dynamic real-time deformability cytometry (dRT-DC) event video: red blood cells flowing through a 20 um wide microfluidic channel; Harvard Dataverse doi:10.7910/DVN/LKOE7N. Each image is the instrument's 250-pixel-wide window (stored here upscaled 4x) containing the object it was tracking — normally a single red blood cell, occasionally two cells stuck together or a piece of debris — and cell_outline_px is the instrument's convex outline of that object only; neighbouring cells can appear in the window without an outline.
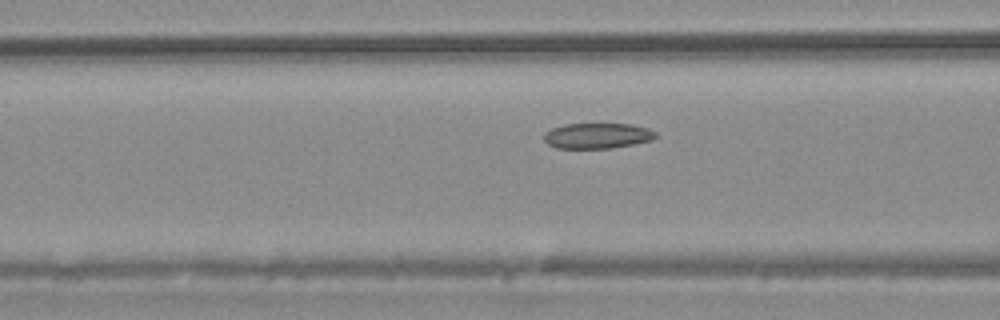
{"species": "common noctule bat (a hibernating species)", "species_latin": "Nyctalus noctula", "temperature_condition": "warm", "stored_images_in_passage": 51, "camera_frame_rate_fps": 3000, "um_per_image_px": 0.085, "animal": {"sex": "male", "body_mass_g": 20.4}, "frame": {"image": 1, "passage_image": 18, "time_ms": 5.667, "image_size_px": [1000, 320], "cell_outline_px": [[656, 136], [652, 140], [612, 148], [556, 148], [548, 144], [544, 140], [544, 132], [552, 128], [564, 124], [632, 124], [648, 128], [656, 132]], "centroid_in_image_um": [50.76, 11.53], "position_along_channel_um": 115.8, "area_um2": 16.59}}
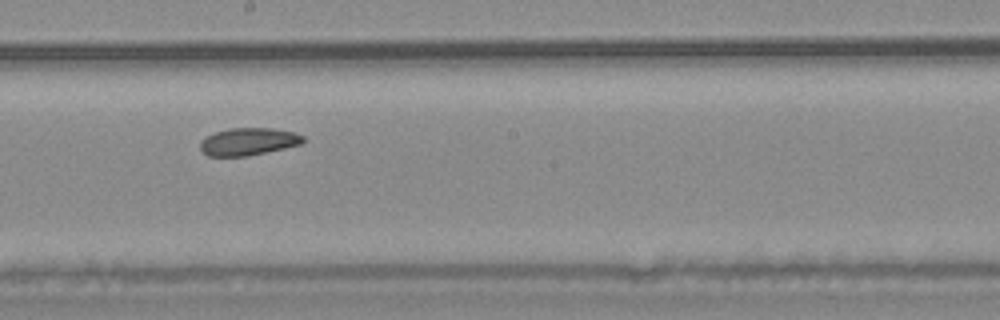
{"frame": {"image": 2, "passage_image": 27, "time_ms": 8.667, "image_size_px": [1000, 320], "cell_outline_px": [[304, 144], [248, 156], [208, 156], [200, 148], [200, 140], [216, 132], [228, 128], [272, 128], [296, 132], [304, 136]], "centroid_in_image_um": [21.16, 12.03], "position_along_channel_um": 227.0, "area_um2": 16.59}}
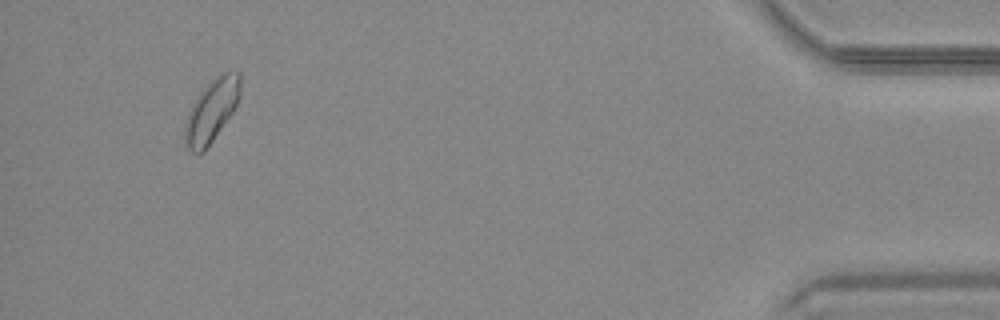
{"frame": {"image": 3, "passage_image": 48, "time_ms": 15.667, "image_size_px": [1000, 320], "cell_outline_px": [[240, 96], [232, 112], [212, 140], [200, 152], [192, 152], [184, 144], [184, 128], [188, 112], [200, 92], [220, 72], [240, 72]], "centroid_in_image_um": [17.97, 9.37], "position_along_channel_um": 417.2, "area_um2": 19.65}, "authors_computed_cell_mechanics": {"area_um2": 17.6868, "velocity_mm_per_s": 3.7022, "shape_relaxation_time_tau1_ms": null, "shape_relaxation_time_tau2_ms": 4.015, "deformation_change_tau1": null, "deformation_change_tau2": 0.0649}}